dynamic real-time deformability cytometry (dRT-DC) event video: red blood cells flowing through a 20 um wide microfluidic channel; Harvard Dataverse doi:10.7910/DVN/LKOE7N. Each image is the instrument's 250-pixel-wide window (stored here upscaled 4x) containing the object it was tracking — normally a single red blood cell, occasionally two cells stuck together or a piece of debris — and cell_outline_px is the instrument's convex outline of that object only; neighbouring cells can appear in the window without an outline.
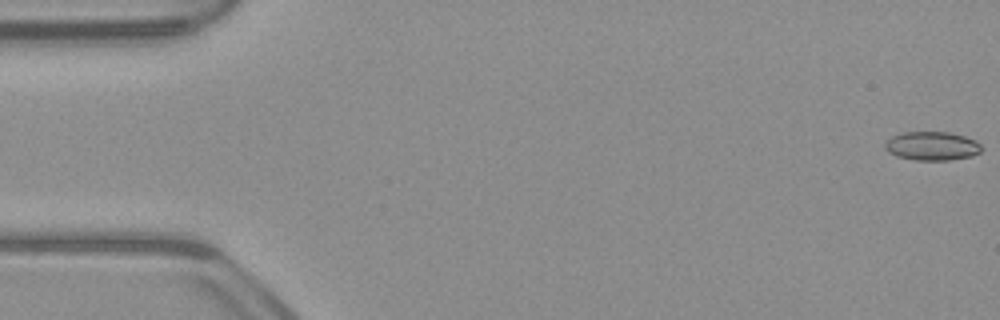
{"species": "common noctule bat (a hibernating species)", "species_latin": "Nyctalus noctula", "temperature_condition": "warm", "stored_images_in_passage": 10, "camera_frame_rate_fps": 3000, "um_per_image_px": 0.085, "animal": {"sex": "male", "body_mass_g": 23.1, "forearm_length_mm": 52.7}, "frame": {"image": 1, "passage_image": 1, "time_ms": 0.0, "image_size_px": [1000, 320], "cell_outline_px": [[984, 148], [980, 152], [972, 156], [948, 160], [916, 160], [896, 156], [888, 152], [884, 148], [884, 144], [892, 136], [904, 132], [948, 132], [964, 136], [976, 140]], "centroid_in_image_um": [79.23, 12.41], "position_along_channel_um": 5.8, "area_um2": 16.24}}